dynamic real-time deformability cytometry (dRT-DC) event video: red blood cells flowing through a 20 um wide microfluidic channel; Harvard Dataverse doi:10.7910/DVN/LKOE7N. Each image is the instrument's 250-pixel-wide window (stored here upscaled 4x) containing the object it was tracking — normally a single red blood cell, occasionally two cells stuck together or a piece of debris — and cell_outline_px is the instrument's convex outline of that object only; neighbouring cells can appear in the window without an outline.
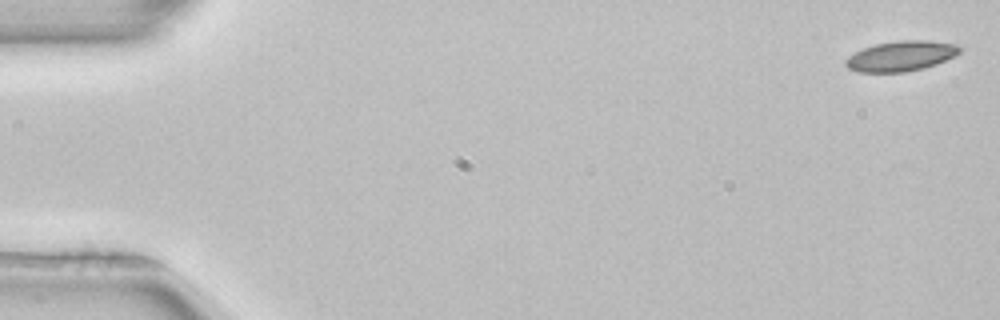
{"species": "common noctule bat (a hibernating species)", "species_latin": "Nyctalus noctula", "temperature_condition": "room temperature", "stored_images_in_passage": 52, "camera_frame_rate_fps": 3000, "um_per_image_px": 0.085, "animal": {"sex": "female", "body_mass_g": 22.7, "forearm_length_mm": 54.2}, "frame": {"image": 1, "passage_image": 1, "time_ms": 0.0, "image_size_px": [1000, 320], "cell_outline_px": [[964, 48], [960, 52], [936, 64], [924, 68], [904, 72], [860, 72], [848, 68], [844, 64], [844, 60], [848, 56], [864, 48], [876, 44], [900, 40], [928, 40], [960, 44]], "centroid_in_image_um": [76.61, 4.75], "position_along_channel_um": 8.4, "area_um2": 20.11}}
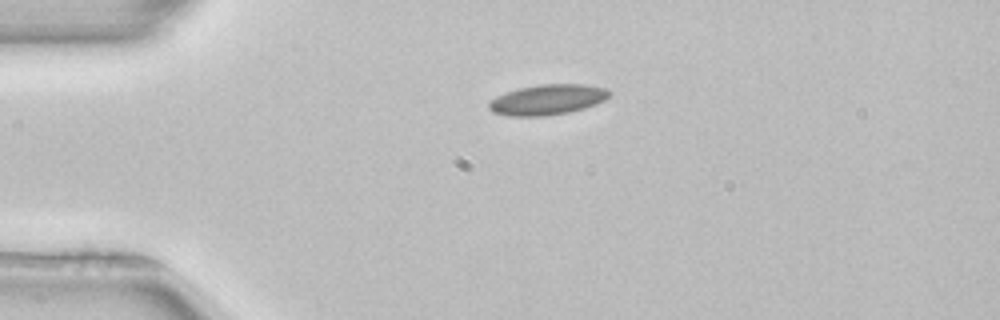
{"frame": {"image": 2, "passage_image": 12, "time_ms": 3.667, "image_size_px": [1000, 320], "cell_outline_px": [[612, 92], [604, 100], [596, 104], [584, 108], [568, 112], [544, 116], [508, 116], [492, 112], [488, 108], [488, 104], [496, 96], [504, 92], [520, 88], [540, 84], [584, 84], [608, 88]], "centroid_in_image_um": [46.54, 8.46], "position_along_channel_um": 38.5, "area_um2": 21.39}}
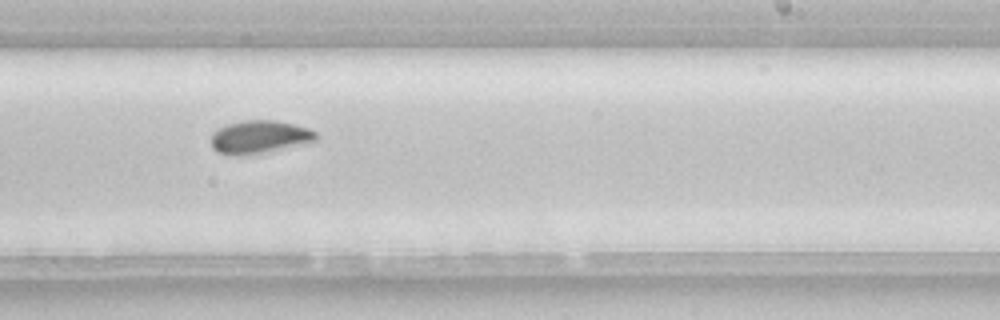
{"frame": {"image": 3, "passage_image": 32, "time_ms": 10.333, "image_size_px": [1000, 320], "cell_outline_px": [[316, 140], [268, 152], [240, 156], [232, 156], [216, 152], [212, 148], [212, 132], [228, 124], [244, 120], [276, 120], [308, 128], [316, 132]], "centroid_in_image_um": [22.01, 11.65], "position_along_channel_um": 267.0, "area_um2": 20.11}, "authors_computed_cell_mechanics": {"area_um2": 19.7676, "velocity_mm_per_s": 3.9267, "shape_relaxation_time_tau1_ms": null, "shape_relaxation_time_tau2_ms": 4.5734, "deformation_change_tau1": null, "deformation_change_tau2": 0.0617}}